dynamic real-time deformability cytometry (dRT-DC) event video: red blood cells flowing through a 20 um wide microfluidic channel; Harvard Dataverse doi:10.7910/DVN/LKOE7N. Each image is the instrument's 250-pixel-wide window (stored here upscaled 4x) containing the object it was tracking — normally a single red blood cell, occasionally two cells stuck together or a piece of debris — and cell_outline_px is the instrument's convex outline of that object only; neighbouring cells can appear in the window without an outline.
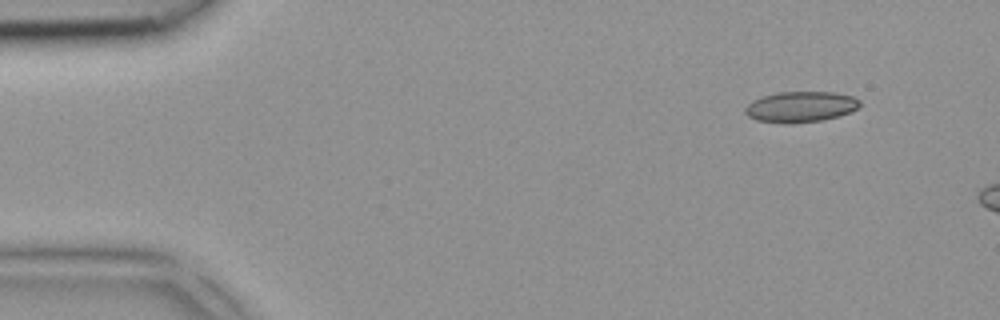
{"species": "common noctule bat (a hibernating species)", "species_latin": "Nyctalus noctula", "temperature_condition": "room temperature", "stored_images_in_passage": 3, "camera_frame_rate_fps": 3000, "um_per_image_px": 0.085, "animal": {"sex": "female", "body_mass_g": 18.4}, "frame": {"image": 1, "passage_image": 1, "time_ms": 0.0, "image_size_px": [1000, 320], "cell_outline_px": [[860, 104], [856, 108], [840, 116], [820, 120], [784, 124], [756, 120], [748, 116], [744, 112], [744, 108], [752, 100], [776, 92], [836, 92], [852, 96], [860, 100]], "centroid_in_image_um": [68.02, 9.07], "position_along_channel_um": 17.0, "area_um2": 20.52}}